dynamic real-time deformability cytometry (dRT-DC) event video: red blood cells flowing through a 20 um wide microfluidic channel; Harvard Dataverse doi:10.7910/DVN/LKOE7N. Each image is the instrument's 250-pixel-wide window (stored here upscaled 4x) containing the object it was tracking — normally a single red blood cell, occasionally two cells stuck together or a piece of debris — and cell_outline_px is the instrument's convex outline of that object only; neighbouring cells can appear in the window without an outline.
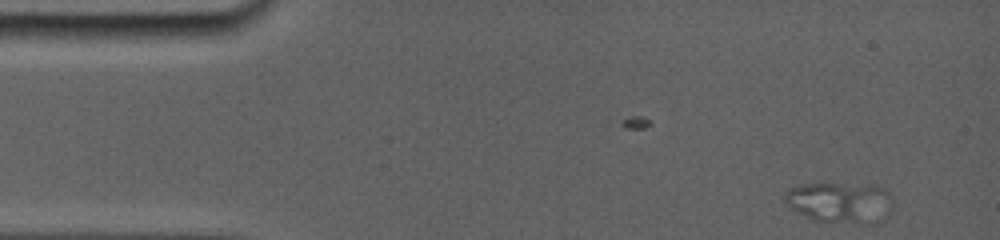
{"species": "common noctule bat (a hibernating species)", "species_latin": "Nyctalus noctula", "temperature_condition": "room temperature", "stored_images_in_passage": 6, "camera_frame_rate_fps": 5000, "um_per_image_px": 0.085, "animal": {"sex": "female", "body_mass_g": 19.0, "forearm_length_mm": 56.7}, "frame": {"image": 1, "passage_image": 6, "time_ms": 0.8, "image_size_px": [1000, 240], "cell_outline_px": [[892, 208], [888, 212], [868, 224], [864, 224], [812, 220], [784, 204], [780, 200], [780, 196], [784, 192], [792, 188], [812, 184], [832, 184], [876, 188], [892, 196]], "centroid_in_image_um": [71.26, 17.24], "position_along_channel_um": 13.7, "area_um2": 24.8}}